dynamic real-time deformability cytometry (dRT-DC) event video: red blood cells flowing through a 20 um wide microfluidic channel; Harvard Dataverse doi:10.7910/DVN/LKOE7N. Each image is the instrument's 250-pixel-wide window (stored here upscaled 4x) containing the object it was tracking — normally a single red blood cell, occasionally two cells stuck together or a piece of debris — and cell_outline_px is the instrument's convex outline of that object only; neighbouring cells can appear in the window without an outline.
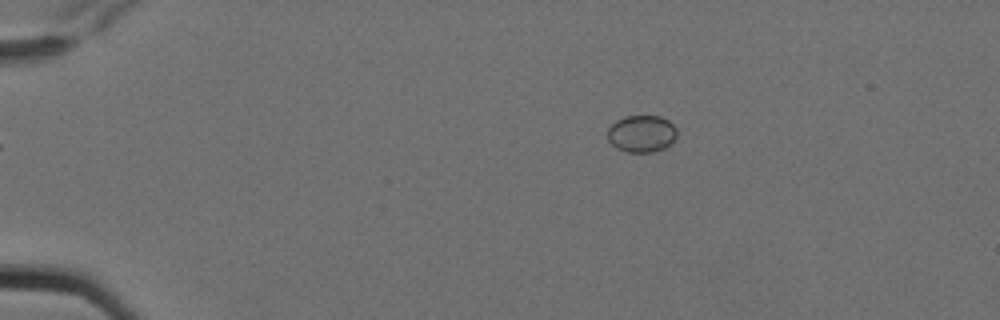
{"species": "Egyptian fruit bat (a non-hibernating species)", "species_latin": "Rousettus aegyptiacus", "temperature_condition": "cold", "stored_images_in_passage": 8, "camera_frame_rate_fps": 3000, "um_per_image_px": 0.085, "animal": {"sex": "female"}, "frame": {"image": 1, "passage_image": 2, "time_ms": 0.333, "image_size_px": [1000, 320], "cell_outline_px": [[676, 136], [672, 144], [664, 148], [652, 152], [628, 152], [616, 148], [608, 140], [608, 128], [616, 120], [624, 116], [660, 116], [668, 120], [676, 128]], "centroid_in_image_um": [54.54, 11.36], "position_along_channel_um": 30.5, "area_um2": 15.03}}
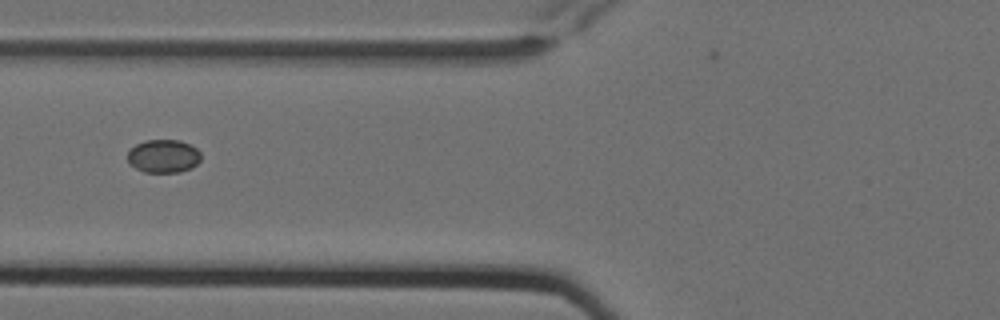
{"frame": {"image": 2, "passage_image": 6, "time_ms": 1.667, "image_size_px": [1000, 320], "cell_outline_px": [[200, 160], [192, 168], [180, 172], [144, 172], [128, 164], [128, 152], [136, 144], [144, 140], [180, 140], [196, 148], [200, 152]], "centroid_in_image_um": [13.88, 13.27], "position_along_channel_um": 111.9, "area_um2": 14.22}}
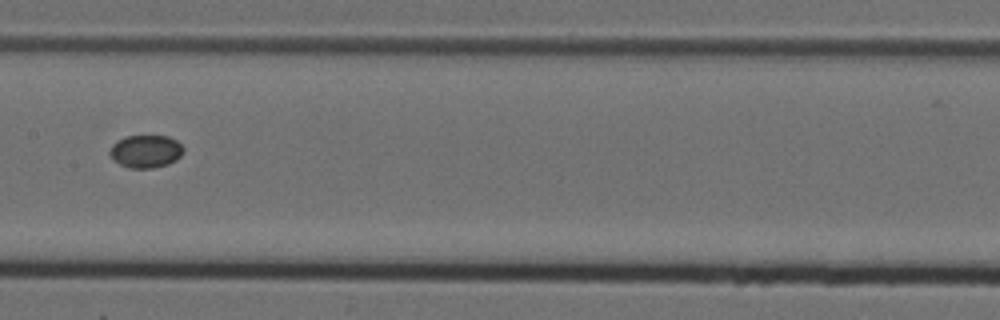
{"frame": {"image": 3, "passage_image": 8, "time_ms": 2.333, "image_size_px": [1000, 320], "cell_outline_px": [[184, 152], [176, 160], [168, 164], [152, 168], [128, 168], [112, 160], [108, 152], [112, 144], [116, 140], [128, 136], [168, 136], [176, 140], [184, 148]], "centroid_in_image_um": [12.36, 12.87], "position_along_channel_um": 195.0, "area_um2": 14.22}}